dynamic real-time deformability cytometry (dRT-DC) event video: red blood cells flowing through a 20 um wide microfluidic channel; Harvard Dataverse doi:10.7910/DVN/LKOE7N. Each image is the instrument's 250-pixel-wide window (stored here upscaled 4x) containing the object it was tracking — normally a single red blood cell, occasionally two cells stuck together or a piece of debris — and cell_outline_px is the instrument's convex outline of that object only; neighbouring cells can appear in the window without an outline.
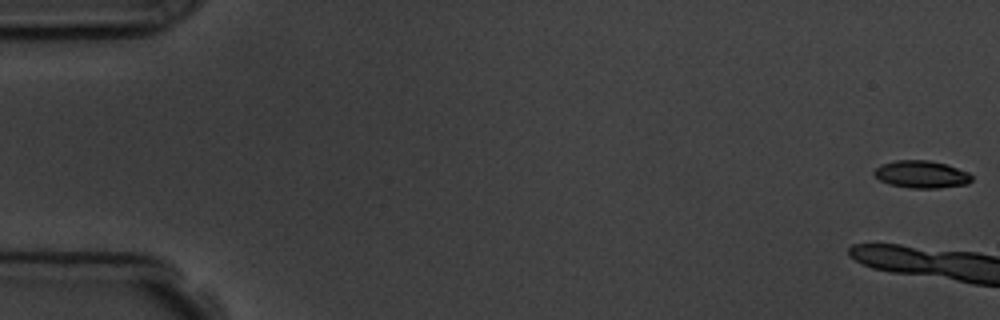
{"species": "common noctule bat (a hibernating species)", "species_latin": "Nyctalus noctula", "temperature_condition": "room temperature", "stored_images_in_passage": 7, "camera_frame_rate_fps": 3000, "um_per_image_px": 0.085, "animal": {"sex": "male", "body_mass_g": 19.5, "forearm_length_mm": 54.6}, "frame": {"image": 1, "passage_image": 1, "time_ms": 0.0, "image_size_px": [1000, 320], "cell_outline_px": [[972, 180], [968, 184], [940, 188], [908, 188], [888, 184], [880, 180], [872, 172], [880, 164], [896, 160], [928, 160], [948, 164], [968, 172], [972, 176]], "centroid_in_image_um": [78.33, 14.82], "position_along_channel_um": 6.7, "area_um2": 15.78}}